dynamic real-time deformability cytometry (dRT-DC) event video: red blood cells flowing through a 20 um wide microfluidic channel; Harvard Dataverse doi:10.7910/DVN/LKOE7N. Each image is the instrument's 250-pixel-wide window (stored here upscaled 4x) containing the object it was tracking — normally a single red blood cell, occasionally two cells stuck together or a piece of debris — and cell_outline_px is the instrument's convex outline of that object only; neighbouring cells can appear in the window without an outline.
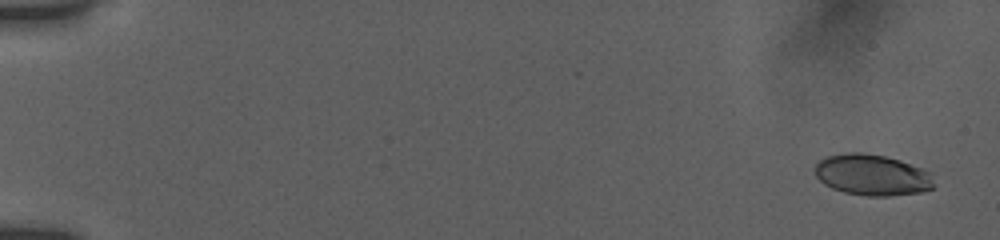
{"species": "human", "species_latin": "Homo sapiens", "temperature_condition": "room temperature", "stored_images_in_passage": 14, "camera_frame_rate_fps": 3000, "um_per_image_px": 0.085, "donor": {"sex": "female"}, "frame": {"image": 1, "passage_image": 2, "time_ms": 0.333, "image_size_px": [1000, 240], "cell_outline_px": [[932, 188], [920, 192], [888, 196], [868, 196], [844, 192], [832, 188], [824, 184], [816, 176], [812, 168], [820, 160], [828, 156], [844, 152], [860, 152], [884, 156], [900, 160], [924, 168], [932, 172]], "centroid_in_image_um": [74.11, 14.86], "position_along_channel_um": 10.9, "area_um2": 28.67}}
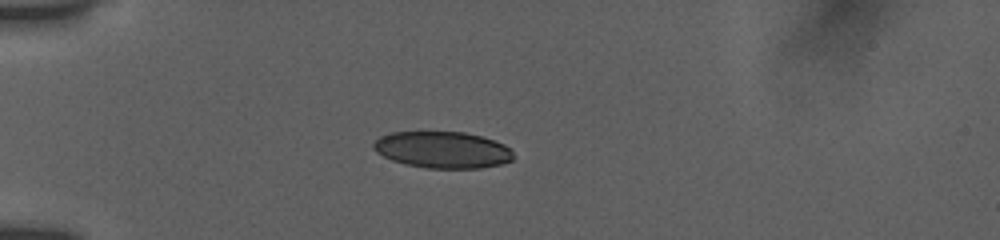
{"frame": {"image": 2, "passage_image": 12, "time_ms": 5.0, "image_size_px": [1000, 240], "cell_outline_px": [[512, 160], [500, 164], [480, 168], [424, 168], [404, 164], [392, 160], [376, 152], [372, 148], [372, 144], [380, 136], [392, 132], [464, 132], [480, 136], [504, 144], [512, 152]], "centroid_in_image_um": [37.57, 12.74], "position_along_channel_um": 47.4, "area_um2": 29.71}}